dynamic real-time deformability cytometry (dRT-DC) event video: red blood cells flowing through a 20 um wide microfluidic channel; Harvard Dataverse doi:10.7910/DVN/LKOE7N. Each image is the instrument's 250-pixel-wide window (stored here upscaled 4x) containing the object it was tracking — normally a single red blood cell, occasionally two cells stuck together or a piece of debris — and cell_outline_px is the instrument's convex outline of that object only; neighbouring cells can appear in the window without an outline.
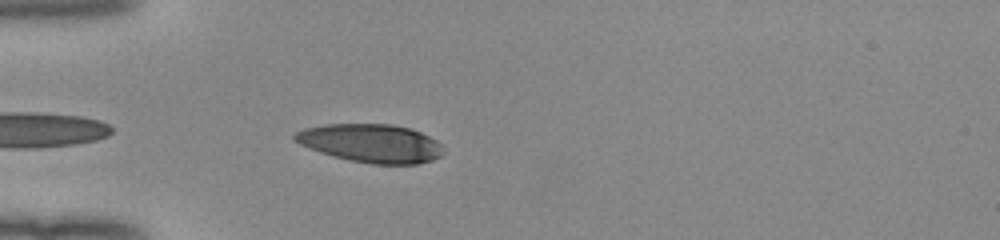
{"species": "human", "species_latin": "Homo sapiens", "temperature_condition": "room temperature", "stored_images_in_passage": 24, "camera_frame_rate_fps": 3000, "um_per_image_px": 0.085, "donor": {"sex": "female"}, "frame": {"image": 1, "passage_image": 2, "time_ms": 0.333, "image_size_px": [1000, 240], "cell_outline_px": [[444, 152], [440, 156], [432, 160], [416, 164], [372, 164], [348, 160], [332, 156], [320, 152], [300, 144], [292, 140], [292, 136], [296, 132], [304, 128], [324, 124], [392, 124], [412, 128], [436, 140], [440, 144]], "centroid_in_image_um": [31.51, 12.17], "position_along_channel_um": 53.5, "area_um2": 33.41}}
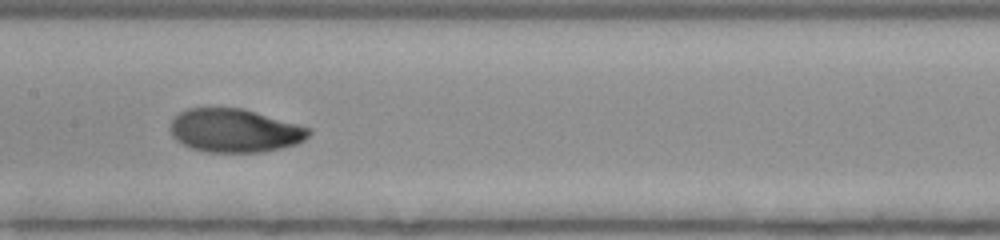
{"frame": {"image": 2, "passage_image": 13, "time_ms": 4.0, "image_size_px": [1000, 240], "cell_outline_px": [[312, 132], [304, 140], [296, 144], [264, 152], [208, 152], [192, 148], [176, 140], [172, 136], [172, 120], [180, 112], [188, 108], [244, 108], [312, 128]], "centroid_in_image_um": [19.99, 11.09], "position_along_channel_um": 187.4, "area_um2": 35.03}}
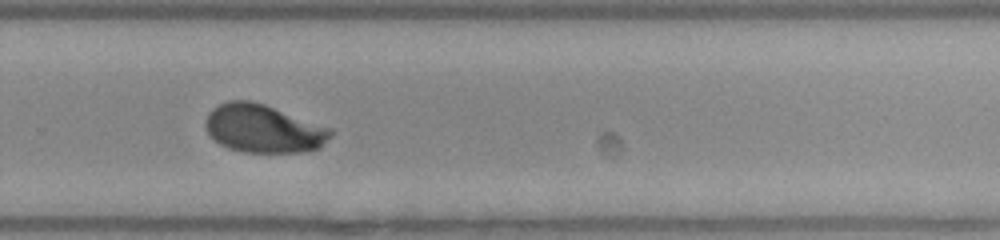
{"frame": {"image": 3, "passage_image": 22, "time_ms": 7.0, "image_size_px": [1000, 240], "cell_outline_px": [[332, 136], [320, 148], [300, 152], [244, 152], [228, 148], [220, 144], [204, 128], [204, 120], [208, 112], [212, 108], [228, 100], [252, 100], [264, 104], [332, 128]], "centroid_in_image_um": [22.38, 10.92], "position_along_channel_um": 307.4, "area_um2": 35.26}}